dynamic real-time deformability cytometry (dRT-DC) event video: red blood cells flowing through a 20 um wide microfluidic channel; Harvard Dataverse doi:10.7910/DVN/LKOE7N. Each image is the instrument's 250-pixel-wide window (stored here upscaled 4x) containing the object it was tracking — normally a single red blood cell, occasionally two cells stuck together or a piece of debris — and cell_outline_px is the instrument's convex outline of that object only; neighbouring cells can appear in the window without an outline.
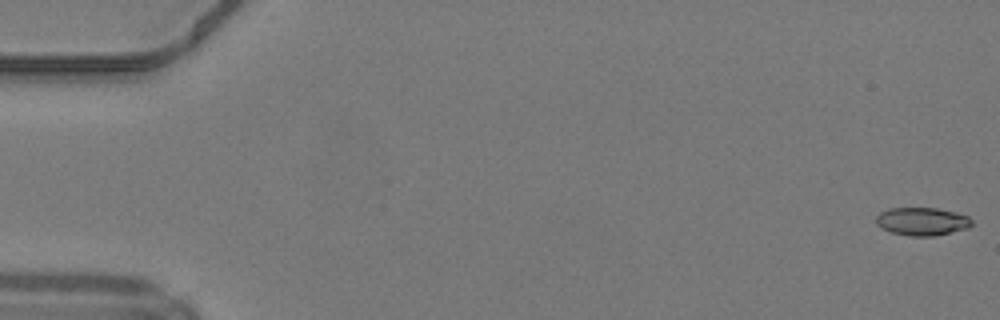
{"species": "common noctule bat (a hibernating species)", "species_latin": "Nyctalus noctula", "temperature_condition": "warm", "stored_images_in_passage": 49, "camera_frame_rate_fps": 3000, "um_per_image_px": 0.085, "animal": {"sex": "male", "body_mass_g": 19.2, "forearm_length_mm": 51.8}, "frame": {"image": 1, "passage_image": 1, "time_ms": 0.0, "image_size_px": [1000, 320], "cell_outline_px": [[972, 224], [968, 228], [936, 236], [908, 236], [892, 232], [880, 228], [876, 224], [876, 216], [880, 212], [888, 208], [936, 208], [956, 212], [968, 216], [972, 220]], "centroid_in_image_um": [78.36, 18.82], "position_along_channel_um": 6.6, "area_um2": 15.78}}
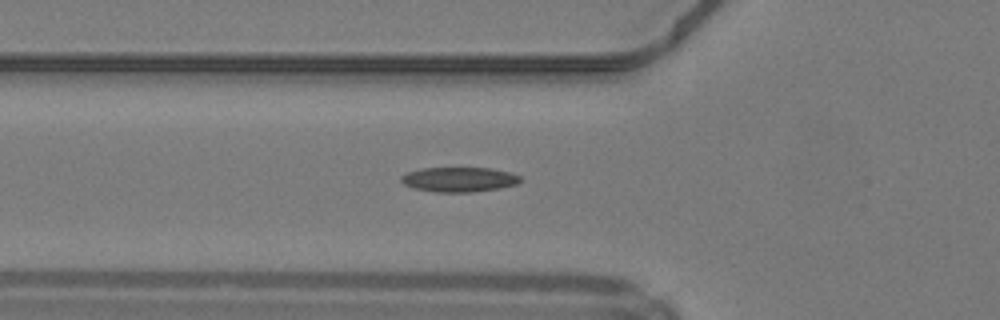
{"frame": {"image": 2, "passage_image": 18, "time_ms": 5.667, "image_size_px": [1000, 320], "cell_outline_px": [[524, 180], [516, 184], [500, 188], [472, 192], [436, 192], [412, 188], [404, 184], [400, 180], [400, 176], [408, 172], [424, 168], [492, 168], [512, 172], [520, 176]], "centroid_in_image_um": [39.05, 15.25], "position_along_channel_um": 86.7, "area_um2": 17.34}}
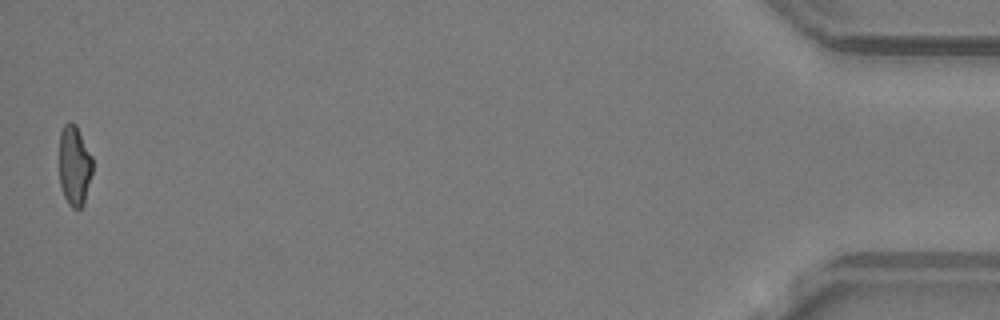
{"frame": {"image": 3, "passage_image": 49, "time_ms": 16.0, "image_size_px": [1000, 320], "cell_outline_px": [[92, 172], [84, 204], [80, 208], [72, 208], [68, 204], [64, 196], [60, 184], [60, 132], [64, 124], [68, 120], [72, 120], [76, 124], [92, 156]], "centroid_in_image_um": [6.33, 14.04], "position_along_channel_um": 428.9, "area_um2": 15.66}, "authors_computed_cell_mechanics": {"area_um2": 16.5886, "velocity_mm_per_s": 4.2302, "shape_relaxation_time_tau1_ms": null, "shape_relaxation_time_tau2_ms": 2.6021, "deformation_change_tau1": null, "deformation_change_tau2": 0.0907}}